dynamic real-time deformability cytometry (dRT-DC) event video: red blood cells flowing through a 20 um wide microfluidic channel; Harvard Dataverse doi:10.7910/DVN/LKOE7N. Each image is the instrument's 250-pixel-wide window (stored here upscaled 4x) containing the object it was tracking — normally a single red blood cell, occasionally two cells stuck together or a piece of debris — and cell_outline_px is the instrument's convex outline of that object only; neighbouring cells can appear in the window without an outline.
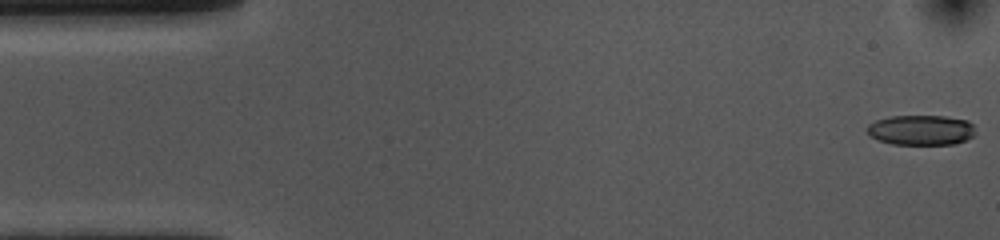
{"species": "common noctule bat (a hibernating species)", "species_latin": "Nyctalus noctula", "temperature_condition": "cold", "stored_images_in_passage": 53, "camera_frame_rate_fps": 3000, "um_per_image_px": 0.085, "animal": {"sex": "female", "body_mass_g": 10.0, "forearm_length_mm": 53.1}, "frame": {"image": 1, "passage_image": 1, "time_ms": 0.0, "image_size_px": [1000, 240], "cell_outline_px": [[976, 132], [972, 136], [964, 140], [952, 144], [892, 144], [880, 140], [872, 136], [864, 128], [868, 124], [876, 120], [892, 116], [944, 116], [968, 120], [972, 124]], "centroid_in_image_um": [78.28, 11.04], "position_along_channel_um": 6.7, "area_um2": 18.9}}
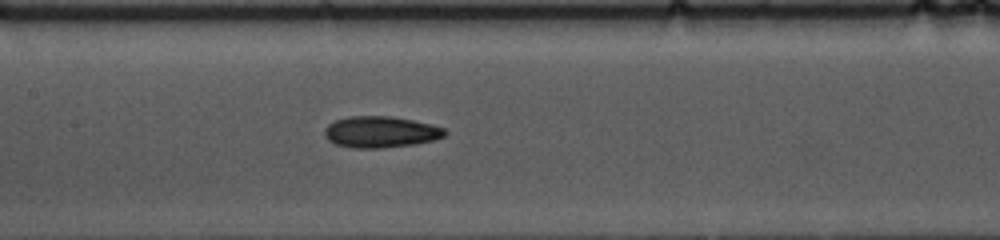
{"frame": {"image": 2, "passage_image": 24, "time_ms": 7.667, "image_size_px": [1000, 240], "cell_outline_px": [[448, 132], [444, 136], [432, 140], [416, 144], [384, 148], [352, 148], [336, 144], [328, 140], [324, 136], [324, 128], [328, 124], [336, 120], [348, 116], [388, 116], [412, 120], [432, 124], [444, 128]], "centroid_in_image_um": [32.34, 11.22], "position_along_channel_um": 175.1, "area_um2": 22.08}}
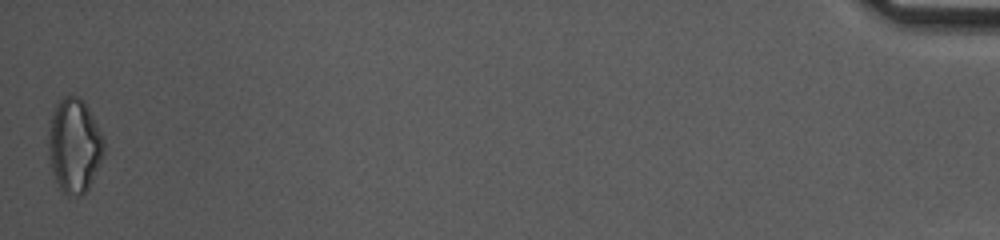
{"frame": {"image": 3, "passage_image": 53, "time_ms": 17.333, "image_size_px": [1000, 240], "cell_outline_px": [[104, 152], [88, 188], [80, 196], [68, 196], [60, 188], [56, 180], [52, 168], [48, 152], [48, 136], [52, 112], [56, 104], [64, 96], [80, 96], [84, 100], [104, 140]], "centroid_in_image_um": [6.3, 12.35], "position_along_channel_um": 428.9, "area_um2": 30.06}, "authors_computed_cell_mechanics": {"area_um2": 21.2704, "velocity_mm_per_s": 3.6786, "shape_relaxation_time_tau1_ms": 4.4345, "shape_relaxation_time_tau2_ms": 8.7509, "deformation_change_tau1": 0.1249, "deformation_change_tau2": 0.1759}}